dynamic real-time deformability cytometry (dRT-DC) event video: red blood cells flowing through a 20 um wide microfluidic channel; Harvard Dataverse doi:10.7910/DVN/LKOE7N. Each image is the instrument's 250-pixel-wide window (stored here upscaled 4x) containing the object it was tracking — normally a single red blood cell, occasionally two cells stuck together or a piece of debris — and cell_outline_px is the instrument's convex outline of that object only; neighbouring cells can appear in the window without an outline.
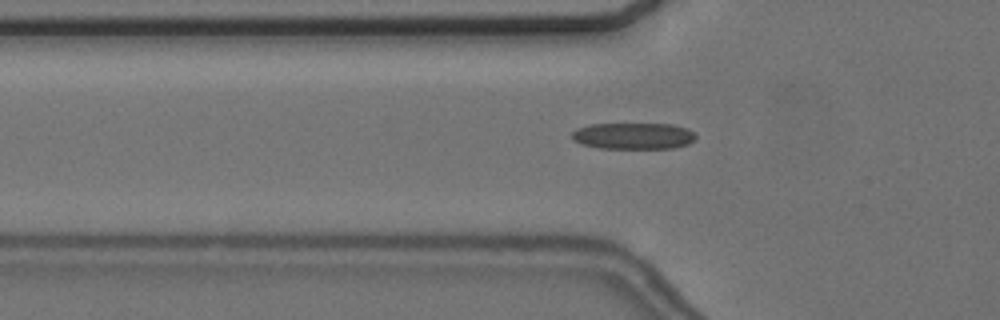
{"species": "common noctule bat (a hibernating species)", "species_latin": "Nyctalus noctula", "temperature_condition": "cold", "stored_images_in_passage": 56, "camera_frame_rate_fps": 3000, "um_per_image_px": 0.085, "animal": {"sex": "female", "body_mass_g": 24.6, "forearm_length_mm": 56.2}, "frame": {"image": 1, "passage_image": 19, "time_ms": 6.0, "image_size_px": [1000, 320], "cell_outline_px": [[696, 136], [688, 144], [672, 148], [600, 148], [580, 144], [572, 140], [572, 132], [576, 128], [588, 124], [672, 124], [688, 128]], "centroid_in_image_um": [53.79, 11.55], "position_along_channel_um": 72.0, "area_um2": 19.13}}
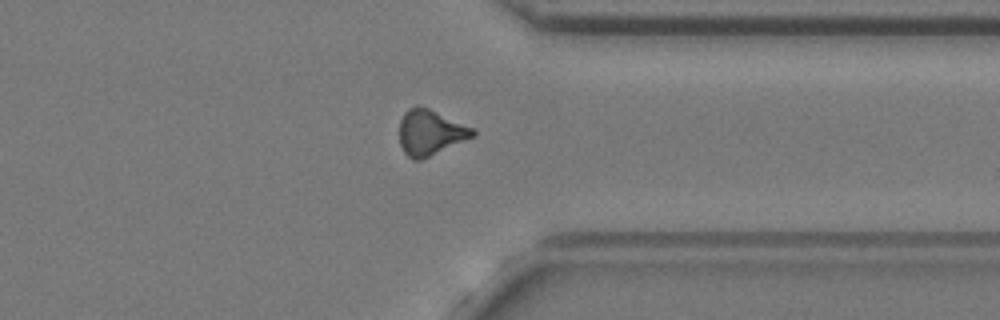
{"frame": {"image": 2, "passage_image": 44, "time_ms": 14.333, "image_size_px": [1000, 320], "cell_outline_px": [[476, 136], [420, 160], [412, 160], [404, 152], [400, 144], [400, 120], [404, 112], [408, 108], [416, 104], [428, 108], [476, 128]], "centroid_in_image_um": [36.6, 11.24], "position_along_channel_um": 374.8, "area_um2": 19.65}}
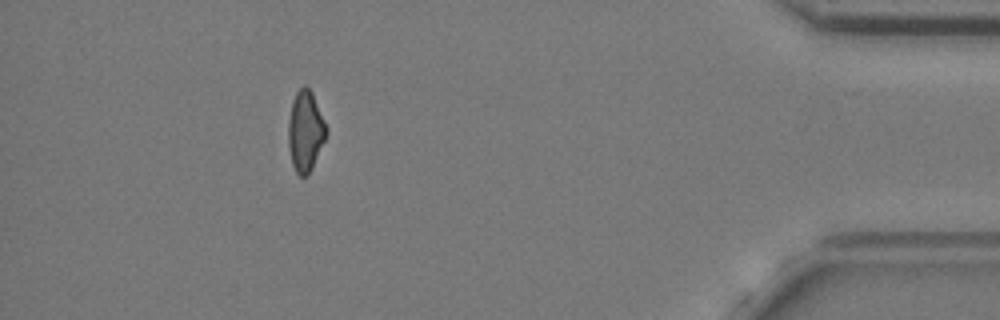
{"frame": {"image": 3, "passage_image": 51, "time_ms": 16.667, "image_size_px": [1000, 320], "cell_outline_px": [[328, 132], [312, 168], [308, 176], [300, 176], [296, 172], [292, 164], [288, 148], [288, 120], [292, 100], [296, 92], [304, 84], [312, 92], [328, 128]], "centroid_in_image_um": [25.95, 11.15], "position_along_channel_um": 409.2, "area_um2": 18.03}, "authors_computed_cell_mechanics": {"area_um2": 18.496, "velocity_mm_per_s": 3.6601, "shape_relaxation_time_tau1_ms": null, "shape_relaxation_time_tau2_ms": 5.0873, "deformation_change_tau1": null, "deformation_change_tau2": 0.1355}}